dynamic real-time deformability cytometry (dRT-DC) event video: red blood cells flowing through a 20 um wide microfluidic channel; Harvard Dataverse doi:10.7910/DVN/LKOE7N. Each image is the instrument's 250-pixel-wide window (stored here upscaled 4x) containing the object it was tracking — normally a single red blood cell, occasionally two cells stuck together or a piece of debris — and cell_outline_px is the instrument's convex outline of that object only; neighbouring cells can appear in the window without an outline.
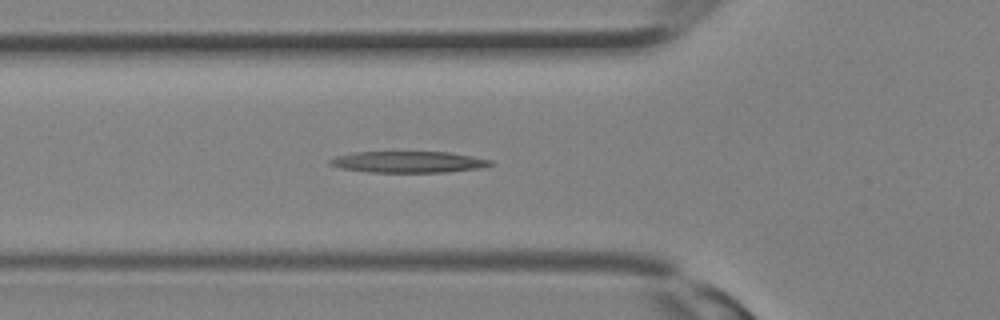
{"species": "Egyptian fruit bat (a non-hibernating species)", "species_latin": "Rousettus aegyptiacus", "temperature_condition": "room temperature", "stored_images_in_passage": 15, "camera_frame_rate_fps": 3000, "um_per_image_px": 0.085, "animal": {"sex": "female"}, "frame": {"image": 1, "passage_image": 11, "time_ms": 3.333, "image_size_px": [1000, 320], "cell_outline_px": [[496, 164], [480, 168], [444, 172], [368, 172], [340, 168], [328, 164], [328, 160], [336, 156], [352, 152], [448, 152], [472, 156], [492, 160]], "centroid_in_image_um": [34.7, 13.76], "position_along_channel_um": 91.1, "area_um2": 20.06}}
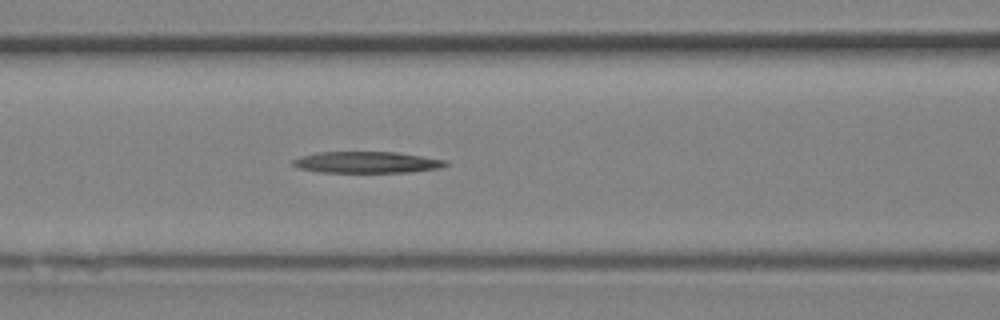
{"frame": {"image": 2, "passage_image": 13, "time_ms": 4.0, "image_size_px": [1000, 320], "cell_outline_px": [[448, 164], [440, 168], [408, 172], [320, 172], [300, 168], [292, 164], [292, 160], [300, 156], [316, 152], [396, 152], [448, 160]], "centroid_in_image_um": [31.18, 13.79], "position_along_channel_um": 135.4, "area_um2": 19.02}}
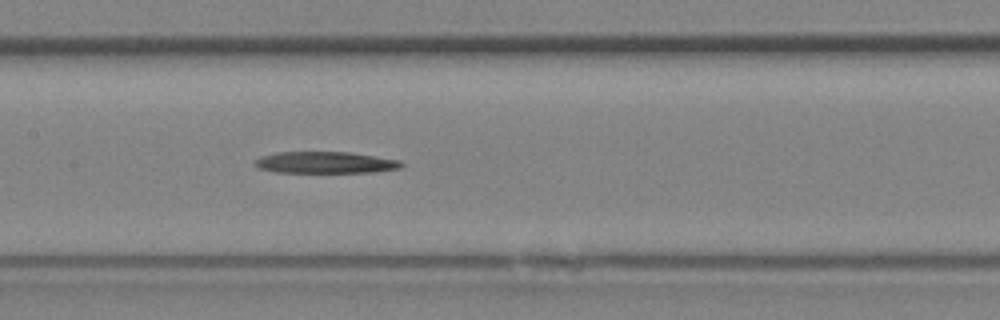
{"frame": {"image": 3, "passage_image": 15, "time_ms": 4.667, "image_size_px": [1000, 320], "cell_outline_px": [[404, 164], [400, 168], [372, 172], [276, 172], [256, 168], [252, 164], [260, 156], [276, 152], [352, 152], [400, 160]], "centroid_in_image_um": [27.62, 13.81], "position_along_channel_um": 179.8, "area_um2": 18.55}}